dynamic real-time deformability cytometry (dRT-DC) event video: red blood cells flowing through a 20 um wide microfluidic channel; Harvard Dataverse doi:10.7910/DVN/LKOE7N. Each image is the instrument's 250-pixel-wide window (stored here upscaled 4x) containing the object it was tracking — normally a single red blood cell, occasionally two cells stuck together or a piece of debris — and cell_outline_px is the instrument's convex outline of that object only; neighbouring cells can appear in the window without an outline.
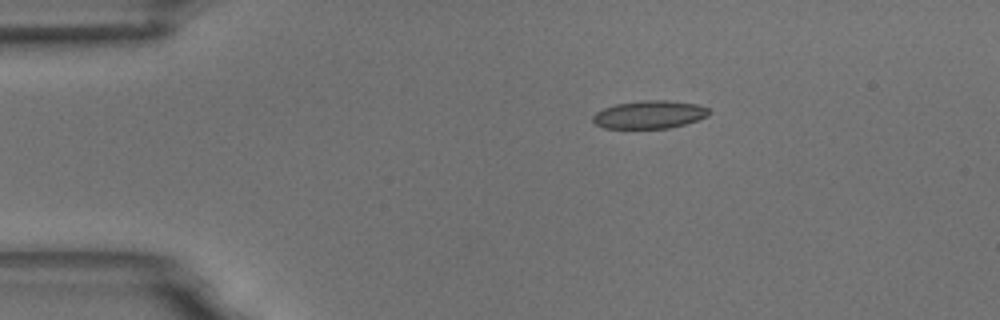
{"species": "common noctule bat (a hibernating species)", "species_latin": "Nyctalus noctula", "temperature_condition": "room temperature", "stored_images_in_passage": 39, "camera_frame_rate_fps": 3000, "um_per_image_px": 0.085, "animal": {"sex": "male", "body_mass_g": 18.8}, "frame": {"image": 1, "passage_image": 1, "time_ms": 0.0, "image_size_px": [1000, 320], "cell_outline_px": [[708, 116], [684, 124], [668, 128], [604, 128], [596, 124], [592, 120], [592, 116], [596, 112], [604, 108], [616, 104], [644, 100], [668, 100], [696, 104], [708, 108]], "centroid_in_image_um": [55.17, 9.73], "position_along_channel_um": 29.8, "area_um2": 18.73}}
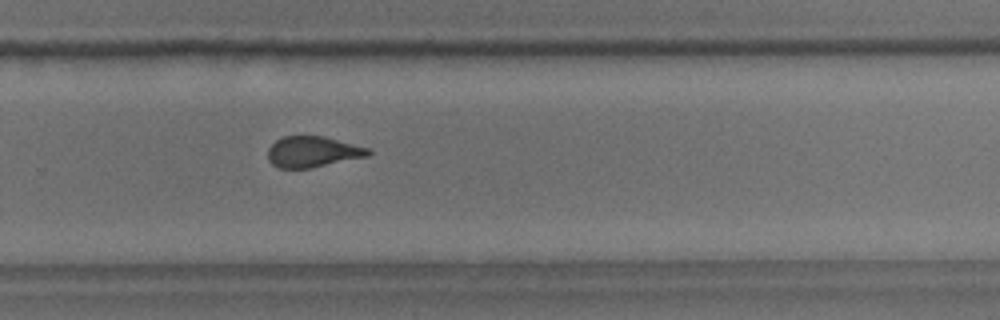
{"frame": {"image": 2, "passage_image": 27, "time_ms": 8.667, "image_size_px": [1000, 320], "cell_outline_px": [[372, 152], [368, 156], [308, 168], [280, 168], [272, 164], [268, 160], [268, 148], [276, 140], [284, 136], [324, 136], [368, 148]], "centroid_in_image_um": [26.55, 12.9], "position_along_channel_um": 303.2, "area_um2": 17.86}}
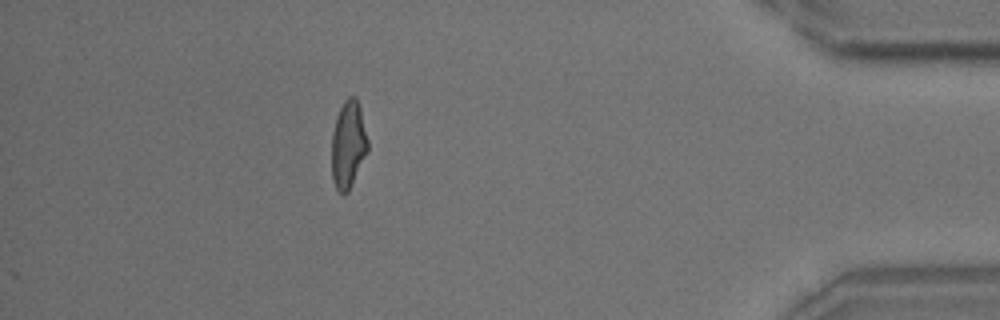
{"frame": {"image": 3, "passage_image": 39, "time_ms": 12.667, "image_size_px": [1000, 320], "cell_outline_px": [[368, 152], [348, 192], [344, 196], [336, 188], [332, 180], [332, 132], [336, 116], [344, 100], [348, 96], [356, 96], [360, 108], [368, 140]], "centroid_in_image_um": [29.6, 12.29], "position_along_channel_um": 405.6, "area_um2": 18.55}, "authors_computed_cell_mechanics": {"area_um2": 18.8428, "velocity_mm_per_s": 3.7488, "shape_relaxation_time_tau1_ms": 9.0438, "shape_relaxation_time_tau2_ms": 1.1381, "deformation_change_tau1": 0.2307, "deformation_change_tau2": 0.0897}}